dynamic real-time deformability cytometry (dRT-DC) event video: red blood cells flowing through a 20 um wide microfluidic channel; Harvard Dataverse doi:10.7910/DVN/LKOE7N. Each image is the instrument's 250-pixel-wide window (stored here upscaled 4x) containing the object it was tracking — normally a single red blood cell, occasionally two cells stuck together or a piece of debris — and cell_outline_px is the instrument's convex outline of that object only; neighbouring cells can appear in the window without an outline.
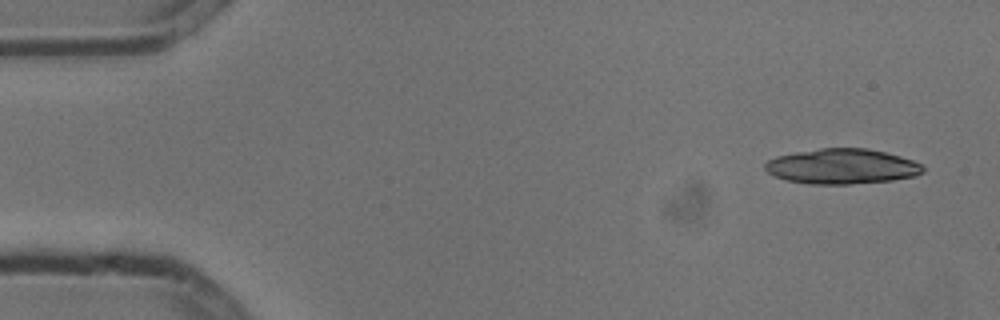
{"species": "common noctule bat (a hibernating species)", "species_latin": "Nyctalus noctula", "temperature_condition": "cold", "stored_images_in_passage": 4, "segment_of_instrument_passage": [2, 2], "camera_frame_rate_fps": 3000, "um_per_image_px": 0.085, "animal": {"sex": "male", "body_mass_g": 13.3}, "frame": {"image": 1, "passage_image": 4, "time_ms": 1.0, "image_size_px": [1000, 320], "cell_outline_px": [[924, 172], [916, 176], [892, 180], [848, 184], [808, 184], [784, 180], [768, 172], [764, 168], [764, 164], [768, 160], [776, 156], [796, 152], [820, 148], [868, 148], [900, 156], [912, 160], [920, 164], [924, 168]], "centroid_in_image_um": [71.55, 14.14], "position_along_channel_um": 13.4, "area_um2": 32.37}}